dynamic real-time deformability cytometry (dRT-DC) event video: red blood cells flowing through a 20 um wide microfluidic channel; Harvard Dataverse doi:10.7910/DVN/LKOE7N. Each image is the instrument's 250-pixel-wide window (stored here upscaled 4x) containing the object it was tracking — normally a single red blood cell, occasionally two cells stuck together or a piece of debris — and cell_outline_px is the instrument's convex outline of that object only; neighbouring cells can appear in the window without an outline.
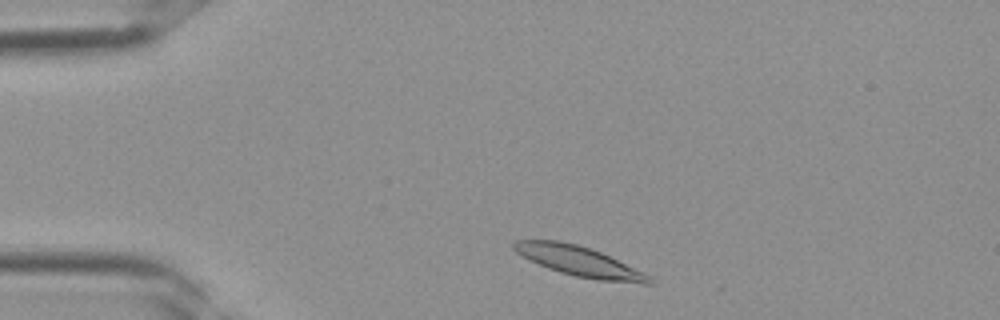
{"species": "Egyptian fruit bat (a non-hibernating species)", "species_latin": "Rousettus aegyptiacus", "temperature_condition": "room temperature", "stored_images_in_passage": 31, "camera_frame_rate_fps": 3000, "um_per_image_px": 0.085, "frame": {"image": 1, "passage_image": 2, "time_ms": 0.333, "image_size_px": [1000, 320], "cell_outline_px": [[656, 284], [644, 284], [596, 280], [576, 276], [560, 272], [548, 268], [516, 252], [512, 248], [512, 244], [516, 240], [560, 240], [576, 244], [600, 252], [644, 272], [652, 276], [656, 280]], "centroid_in_image_um": [49.31, 22.23], "position_along_channel_um": 35.7, "area_um2": 23.58}}
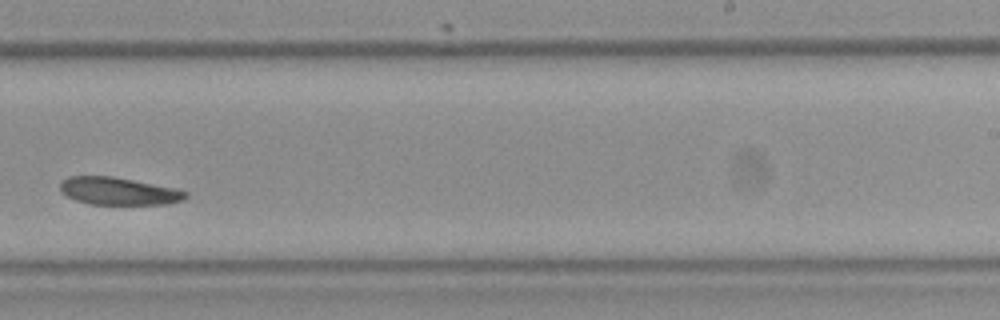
{"frame": {"image": 2, "passage_image": 18, "time_ms": 5.667, "image_size_px": [1000, 320], "cell_outline_px": [[188, 196], [184, 200], [168, 204], [88, 204], [76, 200], [60, 192], [60, 180], [68, 176], [112, 176], [176, 188], [188, 192]], "centroid_in_image_um": [10.07, 16.24], "position_along_channel_um": 278.9, "area_um2": 20.29}}
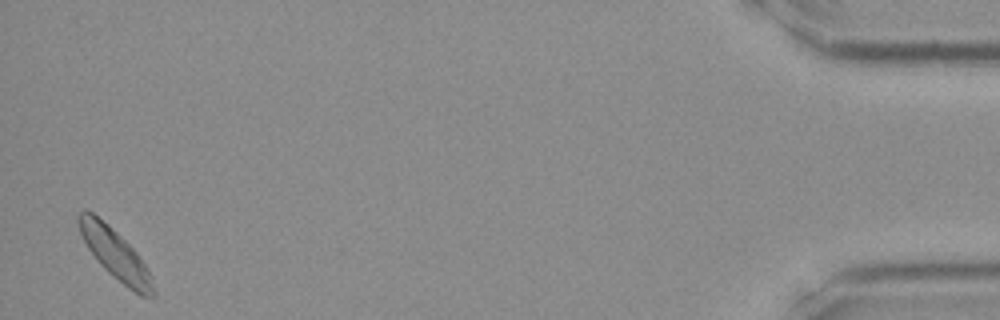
{"frame": {"image": 3, "passage_image": 31, "time_ms": 10.0, "image_size_px": [1000, 320], "cell_outline_px": [[156, 292], [152, 296], [140, 296], [128, 288], [112, 276], [100, 264], [88, 248], [80, 232], [76, 220], [76, 216], [84, 208], [92, 212], [108, 224], [136, 252], [148, 268], [152, 276]], "centroid_in_image_um": [9.8, 21.6], "position_along_channel_um": 425.4, "area_um2": 21.73}}